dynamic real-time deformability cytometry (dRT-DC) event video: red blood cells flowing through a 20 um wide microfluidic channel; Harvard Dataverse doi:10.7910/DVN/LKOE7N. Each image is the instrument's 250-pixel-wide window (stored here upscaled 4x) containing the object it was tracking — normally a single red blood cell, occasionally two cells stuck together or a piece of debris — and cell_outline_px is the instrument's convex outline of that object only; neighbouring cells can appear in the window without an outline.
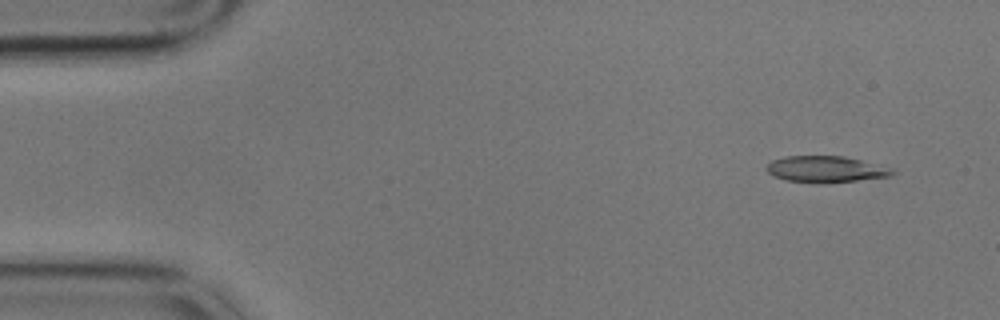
{"species": "common noctule bat (a hibernating species)", "species_latin": "Nyctalus noctula", "temperature_condition": "cold", "stored_images_in_passage": 14, "camera_frame_rate_fps": 3000, "um_per_image_px": 0.085, "animal": {"sex": "male", "body_mass_g": 17.9}, "frame": {"image": 1, "passage_image": 3, "time_ms": 0.667, "image_size_px": [1000, 320], "cell_outline_px": [[896, 172], [892, 176], [820, 184], [816, 184], [784, 180], [768, 172], [764, 168], [772, 160], [784, 156], [844, 156], [892, 168]], "centroid_in_image_um": [70.17, 14.39], "position_along_channel_um": 14.8, "area_um2": 19.42}}